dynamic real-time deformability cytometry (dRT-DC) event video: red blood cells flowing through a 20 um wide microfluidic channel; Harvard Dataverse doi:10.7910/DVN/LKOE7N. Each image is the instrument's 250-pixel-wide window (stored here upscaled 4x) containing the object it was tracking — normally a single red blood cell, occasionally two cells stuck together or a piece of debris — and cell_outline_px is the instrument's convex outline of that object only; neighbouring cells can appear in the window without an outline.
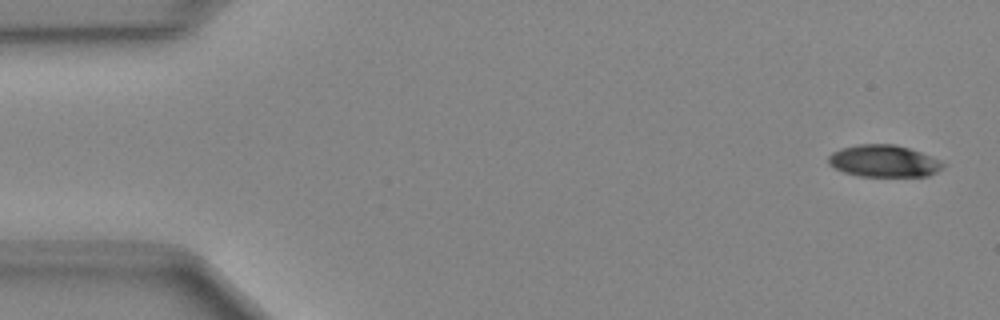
{"species": "Egyptian fruit bat (a non-hibernating species)", "species_latin": "Rousettus aegyptiacus", "temperature_condition": "cold", "stored_images_in_passage": 48, "camera_frame_rate_fps": 3000, "um_per_image_px": 0.085, "animal": {"sex": "female"}, "frame": {"image": 1, "passage_image": 1, "time_ms": 0.0, "image_size_px": [1000, 320], "cell_outline_px": [[944, 164], [936, 172], [928, 176], [860, 176], [844, 172], [828, 164], [828, 156], [832, 152], [840, 148], [856, 144], [892, 144], [908, 148], [920, 152], [940, 160]], "centroid_in_image_um": [75.08, 13.68], "position_along_channel_um": 9.9, "area_um2": 21.21}}
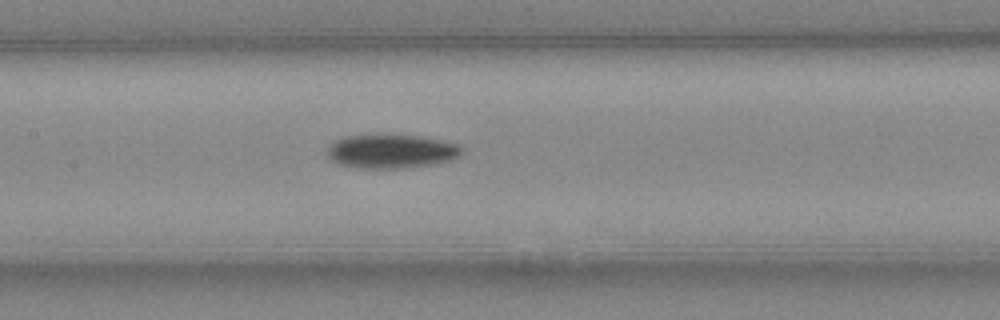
{"frame": {"image": 2, "passage_image": 22, "time_ms": 7.0, "image_size_px": [1000, 320], "cell_outline_px": [[464, 148], [456, 156], [448, 160], [432, 164], [404, 168], [356, 168], [336, 164], [328, 160], [328, 148], [336, 140], [344, 136], [380, 132], [416, 136], [456, 144]], "centroid_in_image_um": [33.13, 12.84], "position_along_channel_um": 174.3, "area_um2": 26.93}}
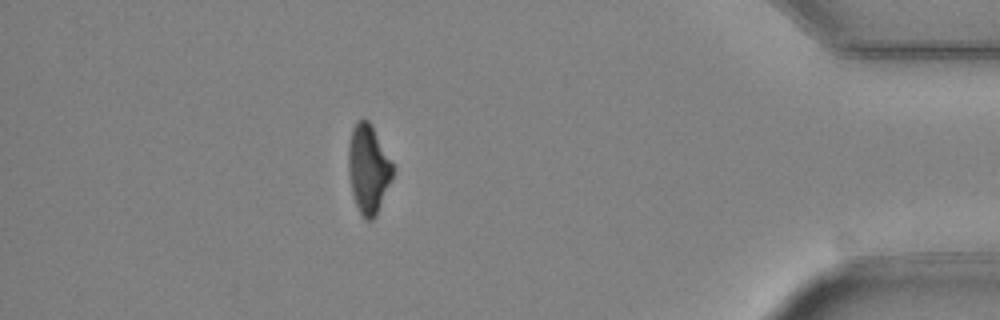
{"frame": {"image": 3, "passage_image": 42, "time_ms": 13.667, "image_size_px": [1000, 320], "cell_outline_px": [[396, 168], [376, 216], [372, 220], [364, 220], [356, 204], [352, 192], [348, 172], [348, 148], [352, 128], [356, 120], [368, 120]], "centroid_in_image_um": [31.31, 14.37], "position_along_channel_um": 403.9, "area_um2": 22.89}}